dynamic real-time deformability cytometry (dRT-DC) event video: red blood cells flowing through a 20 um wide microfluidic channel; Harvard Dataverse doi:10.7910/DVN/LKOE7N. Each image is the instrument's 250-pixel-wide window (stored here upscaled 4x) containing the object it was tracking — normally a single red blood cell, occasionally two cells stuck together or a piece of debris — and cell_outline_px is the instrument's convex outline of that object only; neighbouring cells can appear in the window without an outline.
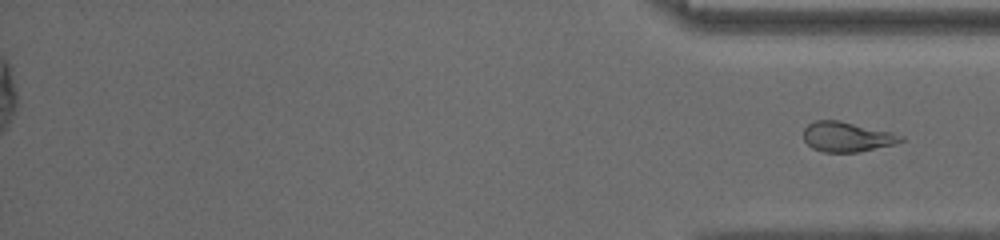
{"species": "common noctule bat (a hibernating species)", "species_latin": "Nyctalus noctula", "temperature_condition": "room temperature", "stored_images_in_passage": 53, "segment_of_instrument_passage": [2, 2], "camera_frame_rate_fps": 3000, "um_per_image_px": 0.085, "animal": {"sex": "male", "body_mass_g": 13.0, "forearm_length_mm": 53.1}, "frame": {"image": 1, "passage_image": 53, "time_ms": 17.333, "image_size_px": [1000, 240], "cell_outline_px": [[904, 140], [896, 144], [860, 152], [824, 152], [812, 148], [804, 140], [804, 128], [808, 124], [816, 120], [840, 120], [892, 132], [904, 136]], "centroid_in_image_um": [72.01, 11.63], "position_along_channel_um": 363.2, "area_um2": 17.11}}